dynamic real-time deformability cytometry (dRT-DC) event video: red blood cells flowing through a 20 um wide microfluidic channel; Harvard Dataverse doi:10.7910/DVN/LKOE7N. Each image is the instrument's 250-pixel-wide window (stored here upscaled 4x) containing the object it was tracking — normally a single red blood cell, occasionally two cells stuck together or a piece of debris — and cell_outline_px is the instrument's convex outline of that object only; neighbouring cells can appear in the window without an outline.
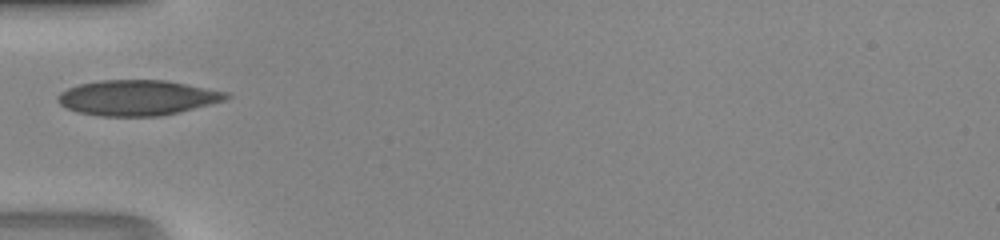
{"species": "human", "species_latin": "Homo sapiens", "temperature_condition": "room temperature", "stored_images_in_passage": 31, "camera_frame_rate_fps": 3000, "um_per_image_px": 0.085, "donor": {"sex": "male"}, "frame": {"image": 1, "passage_image": 1, "time_ms": 0.0, "image_size_px": [1000, 240], "cell_outline_px": [[232, 96], [224, 100], [160, 116], [100, 116], [76, 112], [60, 104], [56, 100], [56, 96], [60, 92], [68, 88], [80, 84], [100, 80], [164, 80], [228, 92]], "centroid_in_image_um": [11.62, 8.3], "position_along_channel_um": 73.4, "area_um2": 34.39}}
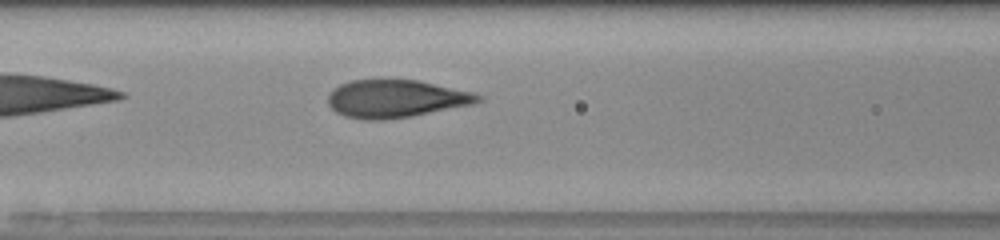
{"frame": {"image": 2, "passage_image": 5, "time_ms": 1.333, "image_size_px": [1000, 240], "cell_outline_px": [[484, 100], [472, 104], [412, 116], [384, 120], [364, 120], [344, 116], [336, 112], [328, 104], [328, 96], [340, 84], [352, 80], [416, 80], [472, 92], [484, 96]], "centroid_in_image_um": [33.65, 8.4], "position_along_channel_um": 132.9, "area_um2": 32.77}}
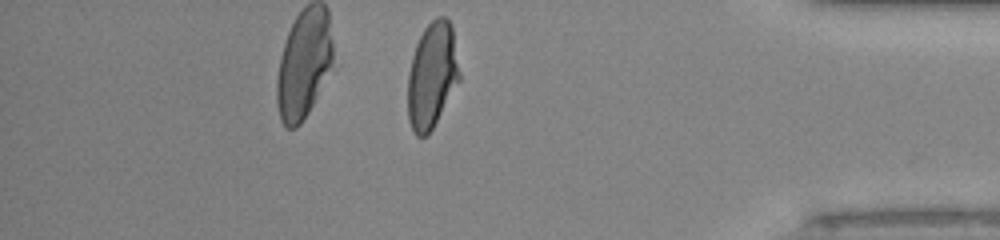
{"frame": {"image": 3, "passage_image": 25, "time_ms": 8.0, "image_size_px": [1000, 240], "cell_outline_px": [[460, 80], [428, 136], [416, 136], [412, 132], [408, 120], [408, 72], [412, 56], [416, 44], [424, 28], [436, 16], [444, 16], [452, 24], [460, 72]], "centroid_in_image_um": [36.72, 6.41], "position_along_channel_um": 398.5, "area_um2": 32.14}}